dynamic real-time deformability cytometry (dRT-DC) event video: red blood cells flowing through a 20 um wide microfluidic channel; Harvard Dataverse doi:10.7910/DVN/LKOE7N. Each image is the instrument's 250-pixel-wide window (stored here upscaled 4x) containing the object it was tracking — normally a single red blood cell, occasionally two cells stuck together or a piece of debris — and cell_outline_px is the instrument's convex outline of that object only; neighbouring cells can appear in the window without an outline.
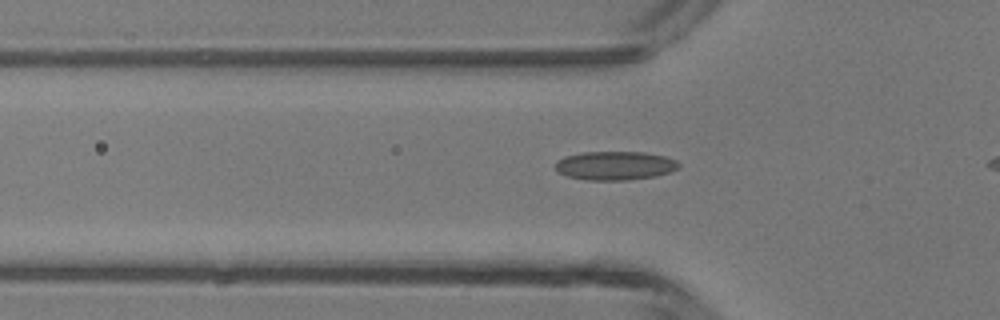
{"species": "common noctule bat (a hibernating species)", "species_latin": "Nyctalus noctula", "temperature_condition": "room temperature", "stored_images_in_passage": 31, "camera_frame_rate_fps": 3000, "um_per_image_px": 0.085, "animal": {"sex": "male", "body_mass_g": 13.3}, "frame": {"image": 1, "passage_image": 8, "time_ms": 2.333, "image_size_px": [1000, 320], "cell_outline_px": [[680, 168], [656, 176], [628, 180], [588, 180], [568, 176], [560, 172], [556, 168], [556, 160], [564, 156], [584, 152], [644, 152], [664, 156], [676, 160], [680, 164]], "centroid_in_image_um": [52.29, 14.07], "position_along_channel_um": 73.5, "area_um2": 20.63}}
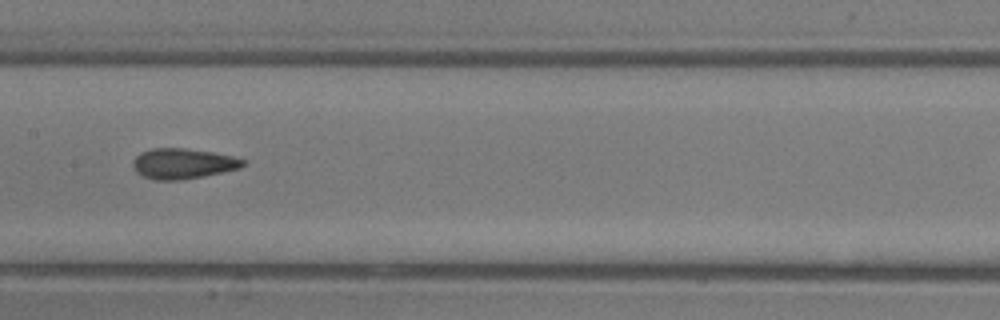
{"frame": {"image": 2, "passage_image": 16, "time_ms": 5.0, "image_size_px": [1000, 320], "cell_outline_px": [[248, 160], [240, 168], [204, 176], [180, 180], [156, 180], [144, 176], [136, 172], [132, 168], [132, 160], [140, 152], [152, 148], [184, 148], [212, 152], [232, 156]], "centroid_in_image_um": [15.53, 13.9], "position_along_channel_um": 191.9, "area_um2": 19.59}}
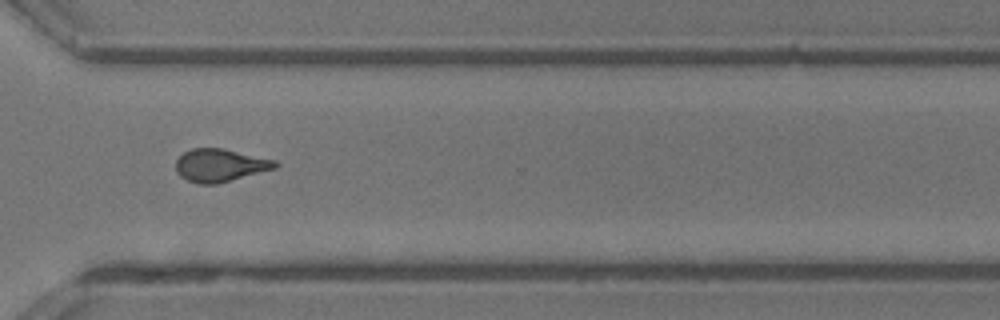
{"frame": {"image": 3, "passage_image": 27, "time_ms": 8.667, "image_size_px": [1000, 320], "cell_outline_px": [[280, 164], [276, 168], [216, 184], [200, 184], [188, 180], [180, 176], [176, 172], [176, 160], [184, 152], [192, 148], [224, 148], [276, 160]], "centroid_in_image_um": [18.71, 14.04], "position_along_channel_um": 351.9, "area_um2": 19.02}}